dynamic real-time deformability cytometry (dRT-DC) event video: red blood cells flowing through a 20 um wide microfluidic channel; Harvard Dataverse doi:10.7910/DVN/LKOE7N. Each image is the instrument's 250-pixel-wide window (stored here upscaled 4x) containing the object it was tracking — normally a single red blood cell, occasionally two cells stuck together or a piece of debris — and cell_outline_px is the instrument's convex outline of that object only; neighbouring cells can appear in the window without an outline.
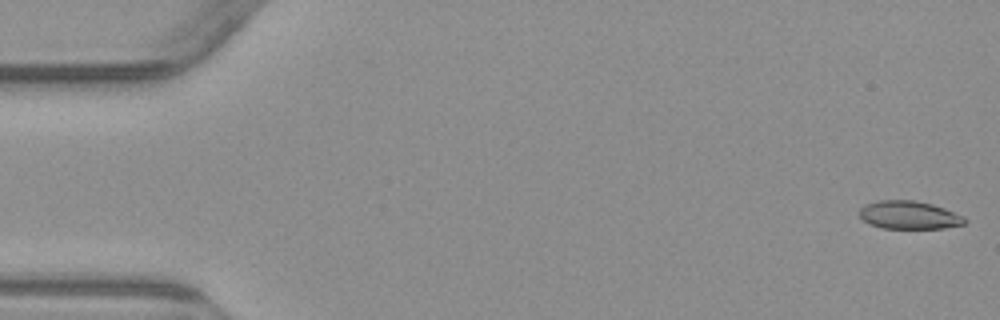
{"species": "common noctule bat (a hibernating species)", "species_latin": "Nyctalus noctula", "temperature_condition": "warm", "stored_images_in_passage": 5, "camera_frame_rate_fps": 3000, "um_per_image_px": 0.085, "animal": {"sex": "male", "body_mass_g": 23.1, "forearm_length_mm": 52.7}, "frame": {"image": 1, "passage_image": 1, "time_ms": 0.0, "image_size_px": [1000, 320], "cell_outline_px": [[968, 220], [964, 224], [944, 228], [880, 228], [868, 224], [860, 216], [860, 208], [864, 204], [880, 200], [916, 200], [932, 204], [944, 208], [964, 216]], "centroid_in_image_um": [77.27, 18.27], "position_along_channel_um": 7.7, "area_um2": 17.34}}